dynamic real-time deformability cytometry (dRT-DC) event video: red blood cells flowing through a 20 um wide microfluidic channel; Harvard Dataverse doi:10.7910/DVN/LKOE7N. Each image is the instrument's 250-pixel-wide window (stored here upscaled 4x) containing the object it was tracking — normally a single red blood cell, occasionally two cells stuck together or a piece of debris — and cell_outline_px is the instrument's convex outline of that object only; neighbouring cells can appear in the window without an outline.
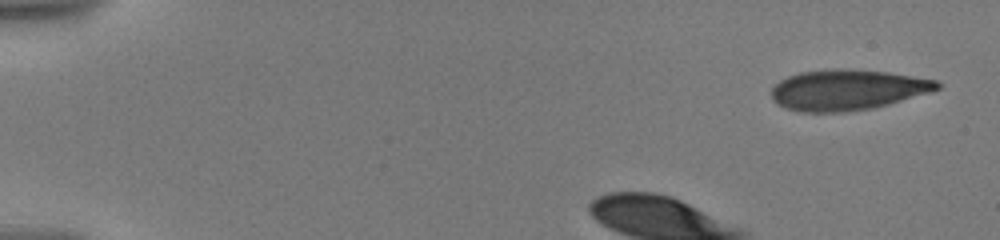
{"species": "human", "species_latin": "Homo sapiens", "temperature_condition": "warm", "stored_images_in_passage": 38, "camera_frame_rate_fps": 3000, "um_per_image_px": 0.085, "donor": {"sex": "male"}, "frame": {"image": 1, "passage_image": 1, "time_ms": 0.0, "image_size_px": [1000, 240], "cell_outline_px": [[940, 88], [928, 92], [888, 104], [872, 108], [844, 112], [800, 112], [784, 108], [776, 104], [772, 100], [772, 88], [780, 80], [788, 76], [800, 72], [832, 68], [844, 68], [888, 72], [936, 80], [940, 84]], "centroid_in_image_um": [71.97, 7.63], "position_along_channel_um": 13.0, "area_um2": 39.19}}
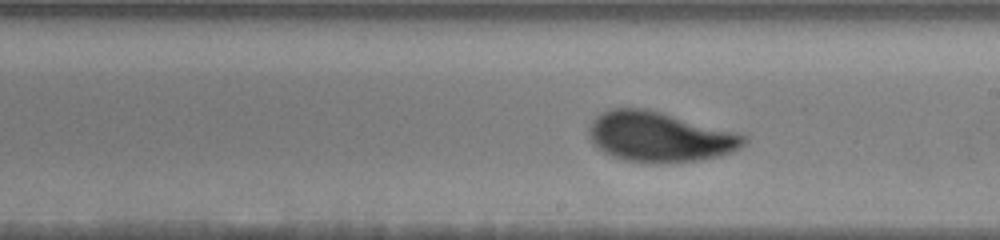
{"frame": {"image": 2, "passage_image": 20, "time_ms": 8.333, "image_size_px": [1000, 240], "cell_outline_px": [[748, 140], [740, 148], [732, 152], [720, 156], [700, 160], [664, 164], [648, 164], [624, 160], [604, 152], [588, 136], [588, 132], [592, 120], [596, 116], [608, 108], [648, 108], [736, 132], [744, 136]], "centroid_in_image_um": [56.07, 11.64], "position_along_channel_um": 232.9, "area_um2": 45.55}}
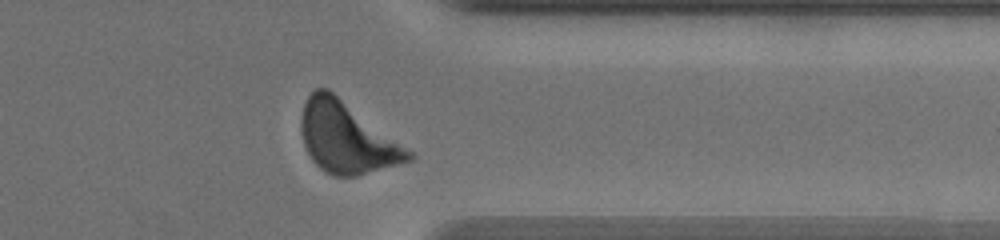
{"frame": {"image": 3, "passage_image": 33, "time_ms": 12.667, "image_size_px": [1000, 240], "cell_outline_px": [[416, 156], [412, 160], [356, 176], [332, 176], [324, 172], [312, 160], [304, 144], [300, 128], [300, 116], [304, 104], [308, 96], [316, 88], [328, 88], [416, 152]], "centroid_in_image_um": [29.51, 11.7], "position_along_channel_um": 381.9, "area_um2": 44.91}}